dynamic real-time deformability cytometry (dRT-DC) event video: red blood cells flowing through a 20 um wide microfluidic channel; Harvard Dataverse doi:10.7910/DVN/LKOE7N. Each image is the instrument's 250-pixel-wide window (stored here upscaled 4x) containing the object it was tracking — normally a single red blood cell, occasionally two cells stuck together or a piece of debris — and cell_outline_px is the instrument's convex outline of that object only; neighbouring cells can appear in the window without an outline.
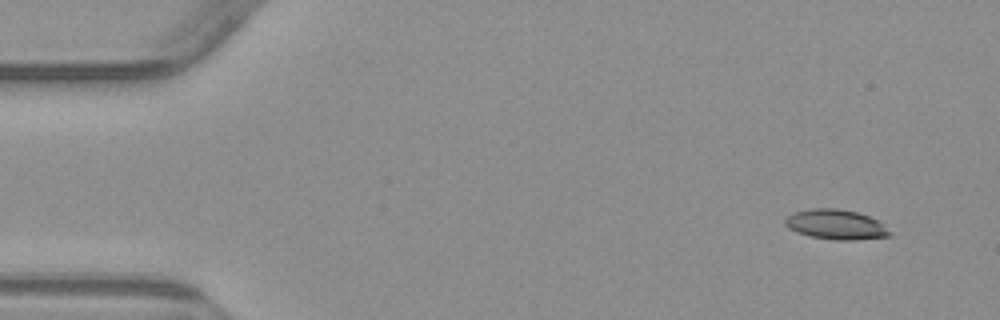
{"species": "common noctule bat (a hibernating species)", "species_latin": "Nyctalus noctula", "temperature_condition": "warm", "stored_images_in_passage": 6, "camera_frame_rate_fps": 3000, "um_per_image_px": 0.085, "animal": {"sex": "male", "body_mass_g": 23.1, "forearm_length_mm": 52.7}, "frame": {"image": 1, "passage_image": 1, "time_ms": 0.0, "image_size_px": [1000, 320], "cell_outline_px": [[892, 236], [856, 240], [836, 240], [808, 236], [796, 232], [788, 228], [784, 224], [784, 220], [788, 216], [796, 212], [812, 208], [836, 208], [856, 212], [868, 216], [876, 220], [892, 232]], "centroid_in_image_um": [71.04, 19.1], "position_along_channel_um": 14.0, "area_um2": 18.21}}
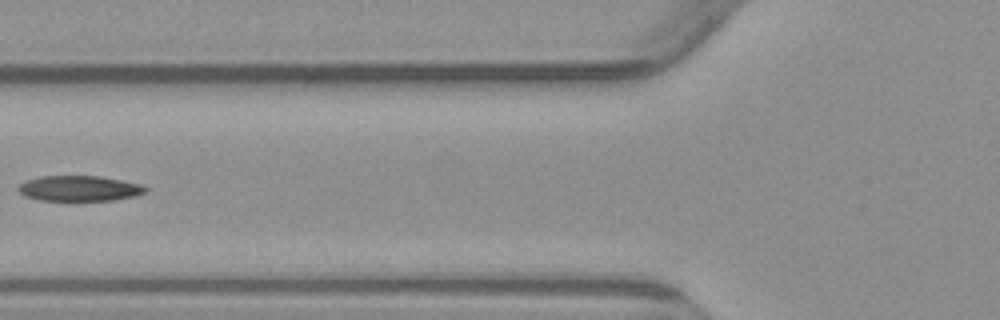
{"frame": {"image": 2, "passage_image": 5, "time_ms": 5.667, "image_size_px": [1000, 320], "cell_outline_px": [[148, 192], [132, 196], [112, 200], [36, 200], [24, 196], [16, 188], [24, 180], [40, 176], [100, 176], [140, 184], [148, 188]], "centroid_in_image_um": [6.69, 16.01], "position_along_channel_um": 119.1, "area_um2": 18.84}}
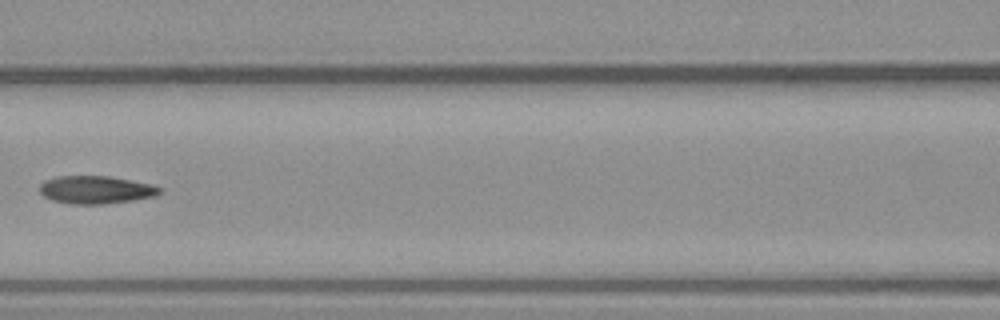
{"frame": {"image": 3, "passage_image": 6, "time_ms": 6.667, "image_size_px": [1000, 320], "cell_outline_px": [[164, 192], [156, 196], [132, 200], [104, 204], [72, 204], [52, 200], [44, 196], [40, 192], [40, 184], [44, 180], [56, 176], [108, 176], [152, 184], [164, 188]], "centroid_in_image_um": [8.18, 16.13], "position_along_channel_um": 158.4, "area_um2": 19.65}}